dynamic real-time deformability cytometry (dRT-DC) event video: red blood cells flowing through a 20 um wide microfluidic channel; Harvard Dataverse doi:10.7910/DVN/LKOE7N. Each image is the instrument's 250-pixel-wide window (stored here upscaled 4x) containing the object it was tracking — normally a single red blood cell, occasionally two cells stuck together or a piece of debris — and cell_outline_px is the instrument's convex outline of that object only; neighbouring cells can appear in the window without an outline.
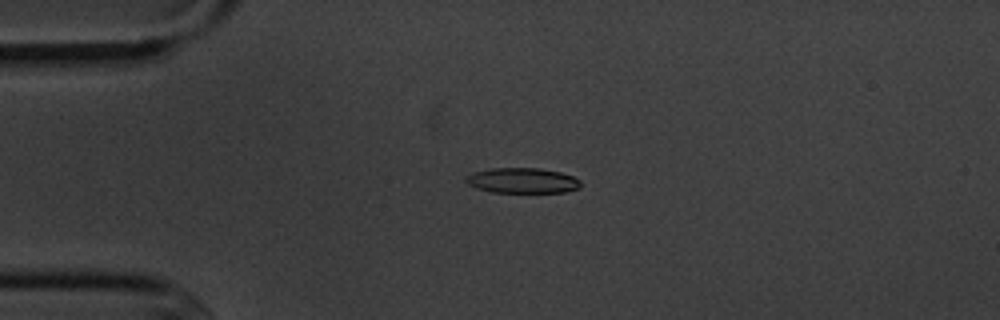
{"species": "common noctule bat (a hibernating species)", "species_latin": "Nyctalus noctula", "temperature_condition": "cold", "stored_images_in_passage": 4, "camera_frame_rate_fps": 3000, "um_per_image_px": 0.085, "animal": {"sex": "male", "body_mass_g": 20.1, "forearm_length_mm": 53.5}, "frame": {"image": 1, "passage_image": 3, "time_ms": 2.333, "image_size_px": [1000, 320], "cell_outline_px": [[580, 188], [564, 192], [492, 192], [476, 188], [468, 184], [464, 180], [464, 176], [472, 172], [492, 168], [540, 168], [560, 172], [572, 176], [580, 180]], "centroid_in_image_um": [44.36, 15.34], "position_along_channel_um": 40.6, "area_um2": 16.99}}